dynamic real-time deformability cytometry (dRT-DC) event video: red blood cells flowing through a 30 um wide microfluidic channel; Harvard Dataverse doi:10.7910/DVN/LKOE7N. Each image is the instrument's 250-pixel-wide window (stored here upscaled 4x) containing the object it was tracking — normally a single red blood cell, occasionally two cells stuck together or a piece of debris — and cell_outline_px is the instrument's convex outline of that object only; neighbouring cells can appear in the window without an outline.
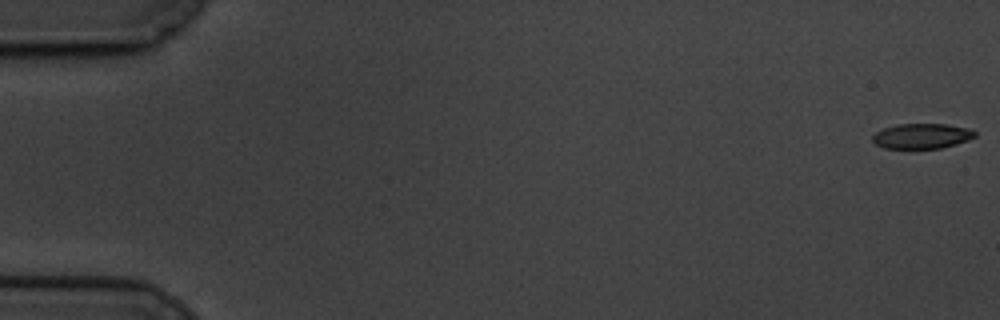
{"species": "common noctule bat (a hibernating species)", "species_latin": "Nyctalus noctula", "temperature_condition": "cold", "stored_images_in_passage": 61, "camera_frame_rate_fps": 3000, "um_per_image_px": 0.085, "animal": {"sex": "male", "body_mass_g": 19.5, "forearm_length_mm": 54.6}, "frame": {"image": 1, "passage_image": 1, "time_ms": 0.0, "image_size_px": [1000, 320], "cell_outline_px": [[976, 136], [956, 144], [940, 148], [884, 148], [876, 144], [872, 140], [872, 136], [876, 132], [884, 128], [896, 124], [948, 124], [968, 128], [976, 132]], "centroid_in_image_um": [78.35, 11.55], "position_along_channel_um": 6.7, "area_um2": 14.91}}
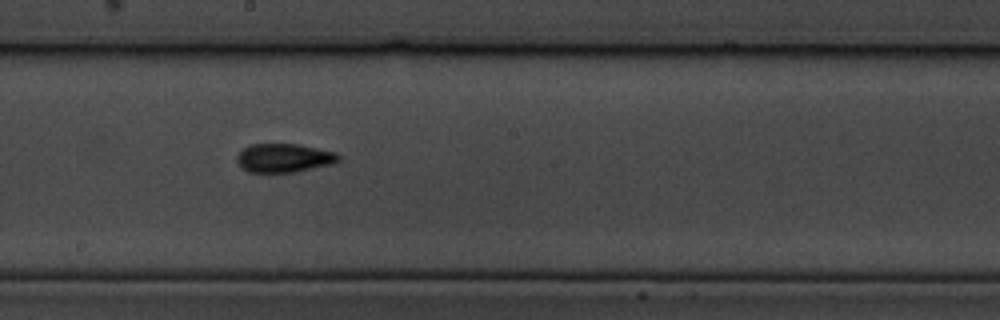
{"frame": {"image": 2, "passage_image": 34, "time_ms": 11.0, "image_size_px": [1000, 320], "cell_outline_px": [[340, 160], [332, 164], [296, 172], [248, 172], [240, 168], [236, 160], [236, 156], [244, 148], [252, 144], [296, 144], [336, 152], [340, 156]], "centroid_in_image_um": [24.12, 13.43], "position_along_channel_um": 224.1, "area_um2": 17.05}}
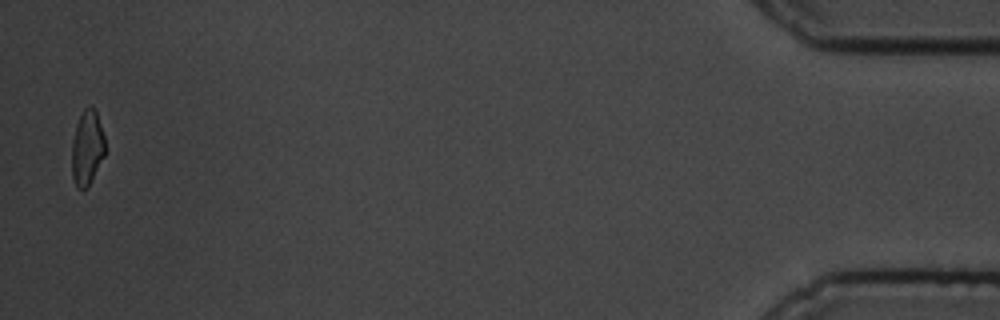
{"frame": {"image": 3, "passage_image": 60, "time_ms": 19.667, "image_size_px": [1000, 320], "cell_outline_px": [[104, 156], [88, 188], [76, 188], [72, 176], [72, 140], [76, 124], [84, 108], [92, 104], [96, 112], [104, 136]], "centroid_in_image_um": [7.39, 12.57], "position_along_channel_um": 427.8, "area_um2": 14.51}, "authors_computed_cell_mechanics": {"area_um2": 16.184, "velocity_mm_per_s": 3.3645, "shape_relaxation_time_tau1_ms": 7.5832, "shape_relaxation_time_tau2_ms": 4.8303, "deformation_change_tau1": 0.1692, "deformation_change_tau2": 0.1046}}